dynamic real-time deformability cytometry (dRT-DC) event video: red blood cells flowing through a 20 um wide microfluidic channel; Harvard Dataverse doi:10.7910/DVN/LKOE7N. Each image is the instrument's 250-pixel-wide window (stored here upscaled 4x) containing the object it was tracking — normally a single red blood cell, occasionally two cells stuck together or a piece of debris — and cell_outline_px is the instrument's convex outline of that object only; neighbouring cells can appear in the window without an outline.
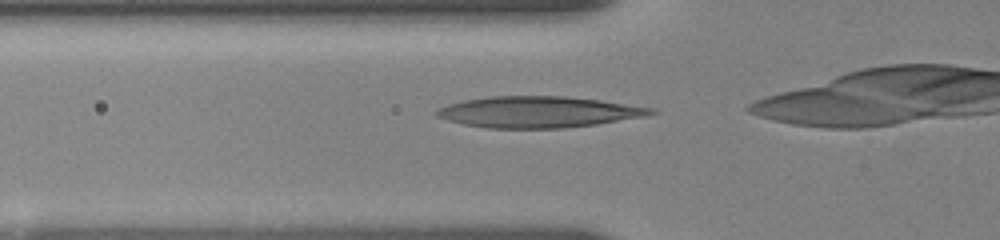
{"species": "human", "species_latin": "Homo sapiens", "temperature_condition": "room temperature", "stored_images_in_passage": 23, "camera_frame_rate_fps": 3000, "um_per_image_px": 0.085, "donor": {"sex": "female"}, "frame": {"image": 1, "passage_image": 2, "time_ms": 0.333, "image_size_px": [1000, 240], "cell_outline_px": [[660, 112], [644, 116], [596, 124], [564, 128], [484, 128], [464, 124], [448, 120], [436, 116], [432, 112], [436, 108], [448, 104], [464, 100], [488, 96], [564, 96], [600, 100], [656, 108]], "centroid_in_image_um": [45.74, 9.51], "position_along_channel_um": 80.1, "area_um2": 39.13}}
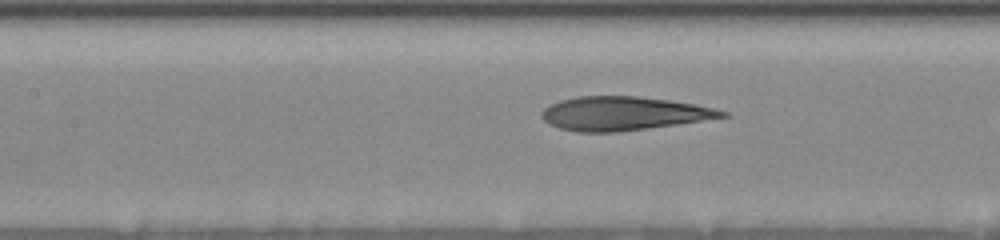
{"frame": {"image": 2, "passage_image": 8, "time_ms": 2.333, "image_size_px": [1000, 240], "cell_outline_px": [[732, 116], [676, 124], [616, 132], [576, 132], [560, 128], [544, 120], [540, 116], [540, 112], [544, 108], [560, 100], [576, 96], [636, 96], [668, 100], [696, 104], [716, 108], [728, 112]], "centroid_in_image_um": [53.01, 9.64], "position_along_channel_um": 154.4, "area_um2": 35.37}}
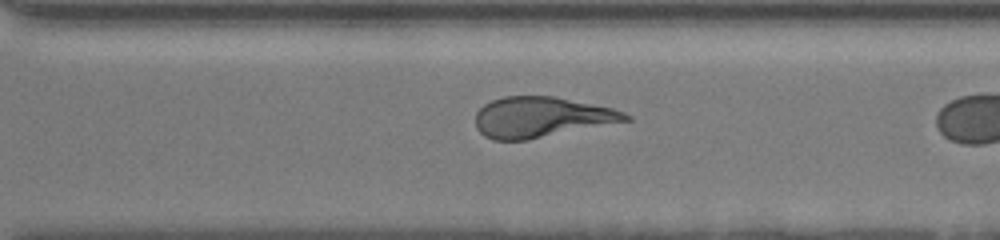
{"frame": {"image": 3, "passage_image": 21, "time_ms": 7.0, "image_size_px": [1000, 240], "cell_outline_px": [[632, 120], [528, 140], [492, 140], [484, 136], [476, 128], [476, 112], [484, 104], [492, 100], [504, 96], [552, 96], [612, 108], [624, 112], [632, 116]], "centroid_in_image_um": [46.0, 9.97], "position_along_channel_um": 324.6, "area_um2": 35.43}}